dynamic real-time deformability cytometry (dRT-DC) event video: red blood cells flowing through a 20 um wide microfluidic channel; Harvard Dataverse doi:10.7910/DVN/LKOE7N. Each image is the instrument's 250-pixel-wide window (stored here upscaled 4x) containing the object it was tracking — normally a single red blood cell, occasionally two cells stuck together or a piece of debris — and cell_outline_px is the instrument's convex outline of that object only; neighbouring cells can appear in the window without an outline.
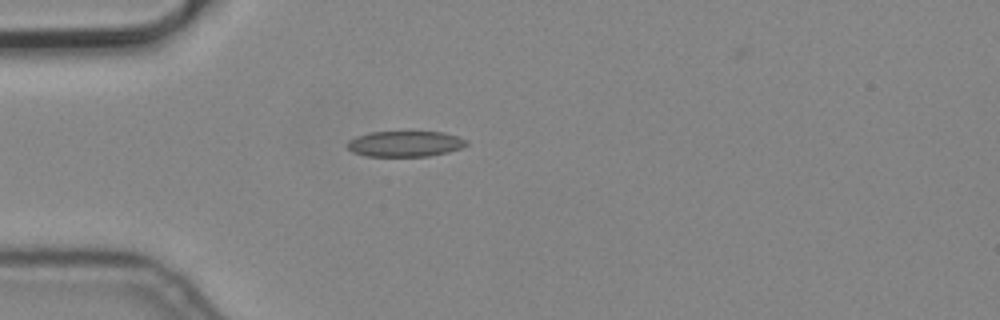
{"species": "common noctule bat (a hibernating species)", "species_latin": "Nyctalus noctula", "temperature_condition": "cold", "stored_images_in_passage": 1, "camera_frame_rate_fps": 3000, "um_per_image_px": 0.085, "animal": {"sex": "male", "body_mass_g": 19.2, "forearm_length_mm": 51.8}, "frame": {"image": 1, "passage_image": 1, "time_ms": 0.0, "image_size_px": [1000, 320], "cell_outline_px": [[468, 144], [460, 148], [448, 152], [428, 156], [368, 156], [352, 152], [348, 148], [348, 140], [356, 136], [368, 132], [444, 132], [468, 140]], "centroid_in_image_um": [34.43, 12.22], "position_along_channel_um": 50.6, "area_um2": 17.8}}